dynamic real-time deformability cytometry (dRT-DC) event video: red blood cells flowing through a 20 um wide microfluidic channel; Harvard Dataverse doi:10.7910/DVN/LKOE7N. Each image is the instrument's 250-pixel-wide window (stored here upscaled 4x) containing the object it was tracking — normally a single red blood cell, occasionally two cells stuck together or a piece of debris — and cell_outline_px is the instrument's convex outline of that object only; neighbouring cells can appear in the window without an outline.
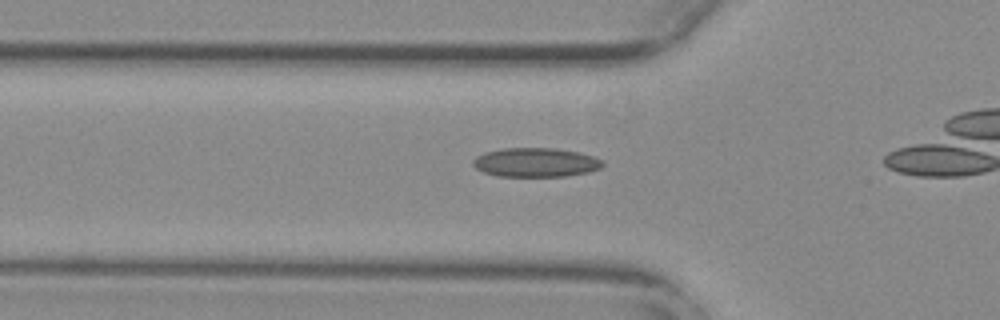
{"species": "common noctule bat (a hibernating species)", "species_latin": "Nyctalus noctula", "temperature_condition": "warm", "stored_images_in_passage": 20, "camera_frame_rate_fps": 3000, "um_per_image_px": 0.085, "animal": {"sex": "female", "body_mass_g": 29.2, "forearm_length_mm": 56.3}, "frame": {"image": 1, "passage_image": 15, "time_ms": 4.667, "image_size_px": [1000, 320], "cell_outline_px": [[604, 164], [600, 168], [588, 172], [568, 176], [500, 176], [484, 172], [476, 168], [472, 164], [472, 160], [476, 156], [484, 152], [504, 148], [556, 148], [576, 152], [592, 156], [604, 160]], "centroid_in_image_um": [45.53, 13.8], "position_along_channel_um": 80.3, "area_um2": 21.96}}